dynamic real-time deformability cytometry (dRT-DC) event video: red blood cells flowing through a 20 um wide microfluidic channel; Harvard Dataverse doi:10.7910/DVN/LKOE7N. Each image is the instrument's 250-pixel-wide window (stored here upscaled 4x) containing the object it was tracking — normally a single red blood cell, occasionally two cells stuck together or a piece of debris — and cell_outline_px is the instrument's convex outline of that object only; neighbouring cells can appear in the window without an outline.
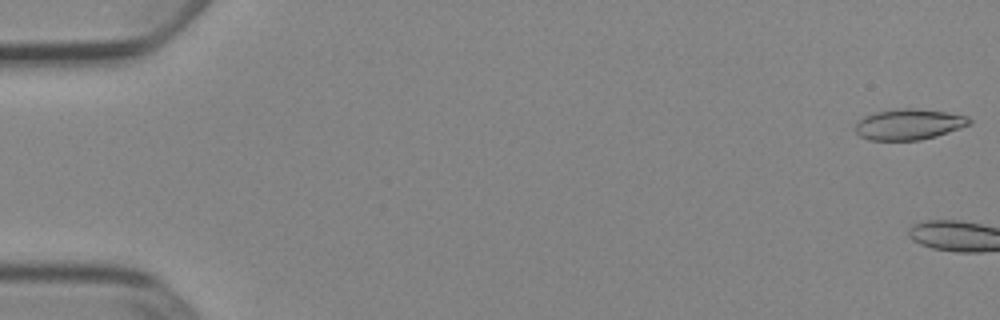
{"species": "Egyptian fruit bat (a non-hibernating species)", "species_latin": "Rousettus aegyptiacus", "temperature_condition": "cold", "stored_images_in_passage": 12, "camera_frame_rate_fps": 3000, "um_per_image_px": 0.085, "animal": {"sex": "female"}, "frame": {"image": 1, "passage_image": 1, "time_ms": 0.0, "image_size_px": [1000, 320], "cell_outline_px": [[972, 124], [936, 136], [920, 140], [868, 140], [860, 136], [856, 132], [856, 124], [864, 116], [876, 112], [904, 108], [912, 108], [944, 112], [968, 116], [972, 120]], "centroid_in_image_um": [77.27, 10.58], "position_along_channel_um": 7.7, "area_um2": 20.29}}